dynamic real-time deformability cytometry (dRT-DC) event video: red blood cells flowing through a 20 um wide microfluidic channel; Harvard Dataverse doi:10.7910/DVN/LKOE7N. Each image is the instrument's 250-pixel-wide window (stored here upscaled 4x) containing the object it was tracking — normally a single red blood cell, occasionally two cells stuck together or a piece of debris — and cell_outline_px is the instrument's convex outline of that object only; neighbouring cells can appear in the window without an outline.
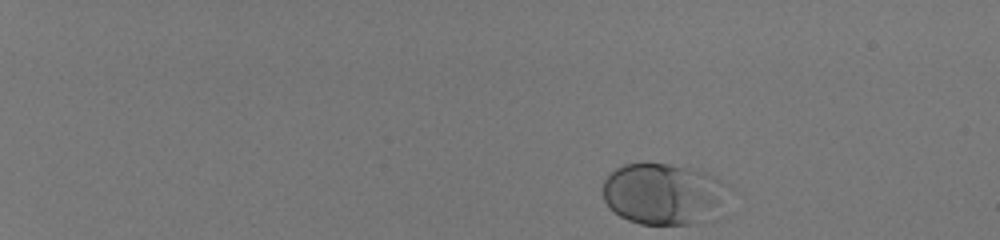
{"species": "human", "species_latin": "Homo sapiens", "temperature_condition": "room temperature", "stored_images_in_passage": 43, "camera_frame_rate_fps": 3000, "um_per_image_px": 0.085, "donor": {"sex": "male"}, "frame": {"image": 1, "passage_image": 1, "time_ms": 0.0, "image_size_px": [1000, 240], "cell_outline_px": [[736, 192], [688, 224], [640, 224], [628, 220], [620, 216], [608, 208], [604, 200], [604, 180], [616, 168], [624, 164], [668, 164], [696, 168], [732, 184]], "centroid_in_image_um": [56.37, 16.42], "position_along_channel_um": 28.6, "area_um2": 44.33}}
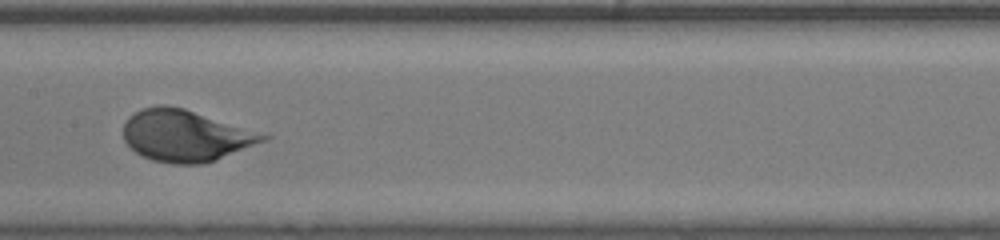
{"frame": {"image": 2, "passage_image": 25, "time_ms": 8.0, "image_size_px": [1000, 240], "cell_outline_px": [[272, 136], [264, 140], [216, 160], [200, 164], [172, 164], [152, 160], [136, 152], [124, 140], [124, 124], [128, 116], [140, 108], [156, 104], [164, 104], [184, 108]], "centroid_in_image_um": [15.71, 11.51], "position_along_channel_um": 191.7, "area_um2": 41.67}}
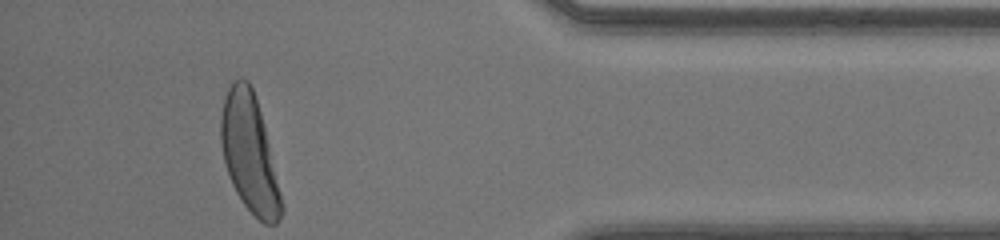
{"frame": {"image": 3, "passage_image": 43, "time_ms": 14.0, "image_size_px": [1000, 240], "cell_outline_px": [[284, 208], [276, 224], [264, 224], [244, 204], [236, 192], [232, 184], [224, 160], [220, 140], [220, 116], [224, 100], [228, 88], [232, 80], [240, 76], [248, 80], [252, 88], [264, 124]], "centroid_in_image_um": [21.19, 13.0], "position_along_channel_um": 414.0, "area_um2": 41.1}, "authors_computed_cell_mechanics": {"area_um2": 40.0554, "velocity_mm_per_s": 4.092, "shape_relaxation_time_tau1_ms": 2.5145, "shape_relaxation_time_tau2_ms": null, "deformation_change_tau1": 0.1598, "deformation_change_tau2": null}}